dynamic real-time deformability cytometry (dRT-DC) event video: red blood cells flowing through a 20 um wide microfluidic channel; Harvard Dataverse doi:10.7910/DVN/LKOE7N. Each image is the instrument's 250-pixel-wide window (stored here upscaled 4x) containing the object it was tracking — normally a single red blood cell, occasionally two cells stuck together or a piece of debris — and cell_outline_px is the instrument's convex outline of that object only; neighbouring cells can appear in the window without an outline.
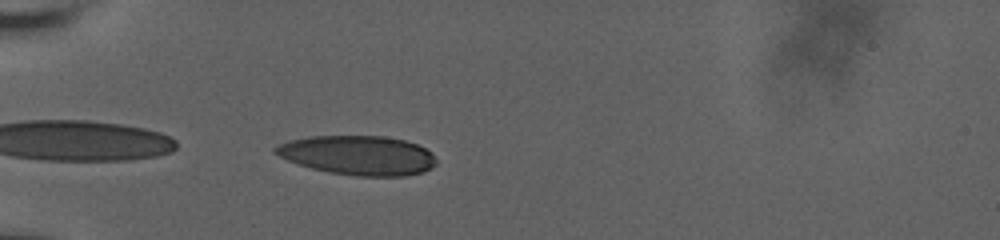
{"species": "human", "species_latin": "Homo sapiens", "temperature_condition": "room temperature", "stored_images_in_passage": 40, "camera_frame_rate_fps": 3000, "um_per_image_px": 0.085, "donor": {"sex": "male"}, "frame": {"image": 1, "passage_image": 1, "time_ms": 0.0, "image_size_px": [1000, 240], "cell_outline_px": [[436, 164], [432, 168], [424, 172], [404, 176], [356, 176], [328, 172], [312, 168], [288, 160], [272, 152], [272, 148], [276, 144], [288, 140], [308, 136], [384, 136], [404, 140], [416, 144], [432, 152], [436, 160]], "centroid_in_image_um": [30.42, 13.19], "position_along_channel_um": 54.6, "area_um2": 37.11}}
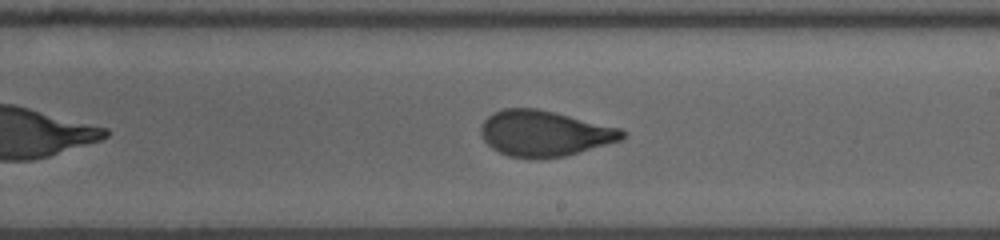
{"frame": {"image": 2, "passage_image": 18, "time_ms": 5.667, "image_size_px": [1000, 240], "cell_outline_px": [[628, 132], [620, 140], [564, 156], [540, 160], [508, 156], [492, 148], [484, 140], [480, 132], [480, 128], [484, 120], [492, 112], [504, 108], [536, 108], [624, 128]], "centroid_in_image_um": [46.27, 11.34], "position_along_channel_um": 242.7, "area_um2": 37.92}}
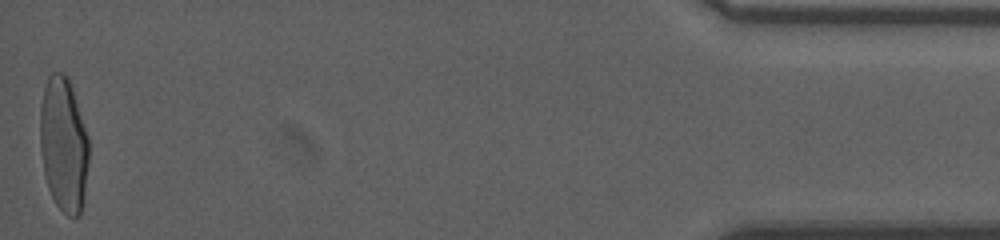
{"frame": {"image": 3, "passage_image": 40, "time_ms": 13.0, "image_size_px": [1000, 240], "cell_outline_px": [[88, 160], [84, 196], [80, 216], [68, 216], [56, 204], [48, 188], [44, 176], [40, 148], [40, 104], [44, 88], [48, 76], [52, 72], [64, 72], [68, 76], [88, 136]], "centroid_in_image_um": [5.39, 12.27], "position_along_channel_um": 429.8, "area_um2": 38.32}, "authors_computed_cell_mechanics": {"area_um2": 37.8012, "velocity_mm_per_s": 3.6812, "shape_relaxation_time_tau1_ms": 6.6815, "shape_relaxation_time_tau2_ms": 0.813, "deformation_change_tau1": 0.2338, "deformation_change_tau2": 0.0747}}